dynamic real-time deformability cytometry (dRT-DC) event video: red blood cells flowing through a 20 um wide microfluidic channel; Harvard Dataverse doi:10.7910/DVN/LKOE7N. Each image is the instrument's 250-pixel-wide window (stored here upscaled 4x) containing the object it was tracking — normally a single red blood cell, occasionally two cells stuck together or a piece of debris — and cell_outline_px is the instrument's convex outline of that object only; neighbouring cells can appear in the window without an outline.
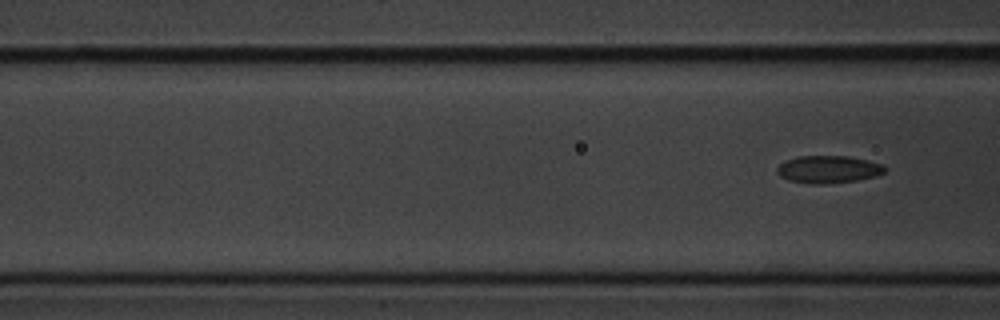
{"species": "common noctule bat (a hibernating species)", "species_latin": "Nyctalus noctula", "temperature_condition": "cold", "stored_images_in_passage": 7, "segment_of_instrument_passage": [2, 2], "camera_frame_rate_fps": 3000, "um_per_image_px": 0.085, "animal": {"sex": "male", "body_mass_g": 20.1, "forearm_length_mm": 53.5}, "frame": {"image": 1, "passage_image": 7, "time_ms": 2.0, "image_size_px": [1000, 320], "cell_outline_px": [[888, 168], [884, 172], [876, 176], [856, 180], [824, 184], [812, 184], [788, 180], [780, 176], [776, 172], [776, 168], [784, 160], [796, 156], [848, 156], [868, 160], [884, 164]], "centroid_in_image_um": [70.4, 14.38], "position_along_channel_um": 96.2, "area_um2": 17.46}}